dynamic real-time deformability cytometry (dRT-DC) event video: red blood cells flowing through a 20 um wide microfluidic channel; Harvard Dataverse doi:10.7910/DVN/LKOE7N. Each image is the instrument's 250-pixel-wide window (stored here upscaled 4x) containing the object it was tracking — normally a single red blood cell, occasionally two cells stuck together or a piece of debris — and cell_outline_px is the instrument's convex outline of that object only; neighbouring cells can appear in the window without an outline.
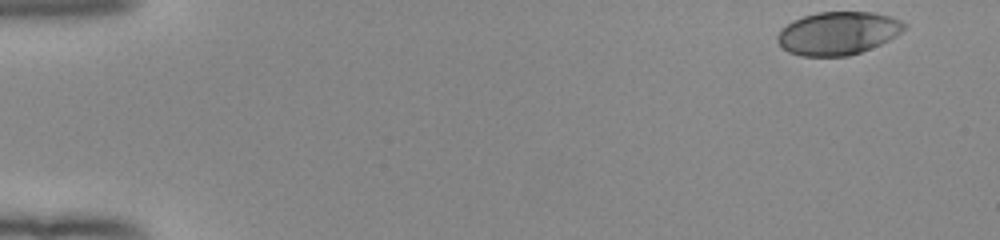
{"species": "human", "species_latin": "Homo sapiens", "temperature_condition": "room temperature", "stored_images_in_passage": 50, "camera_frame_rate_fps": 3000, "um_per_image_px": 0.085, "donor": {"sex": "female"}, "frame": {"image": 1, "passage_image": 1, "time_ms": 0.0, "image_size_px": [1000, 240], "cell_outline_px": [[908, 24], [896, 36], [880, 44], [860, 52], [848, 56], [800, 56], [788, 52], [776, 40], [776, 36], [792, 20], [816, 12], [872, 12], [892, 16]], "centroid_in_image_um": [71.23, 2.82], "position_along_channel_um": 13.8, "area_um2": 31.73}}
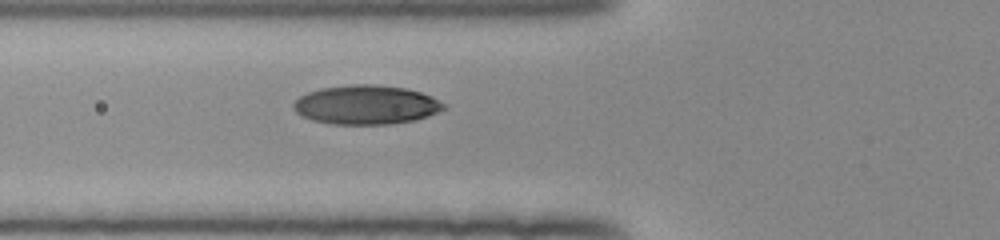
{"frame": {"image": 2, "passage_image": 18, "time_ms": 5.667, "image_size_px": [1000, 240], "cell_outline_px": [[448, 108], [428, 116], [416, 120], [388, 124], [332, 124], [312, 120], [300, 116], [292, 108], [292, 104], [300, 96], [308, 92], [320, 88], [352, 84], [372, 84], [404, 88], [420, 92], [432, 96], [448, 104]], "centroid_in_image_um": [31.14, 8.91], "position_along_channel_um": 94.7, "area_um2": 34.56}}
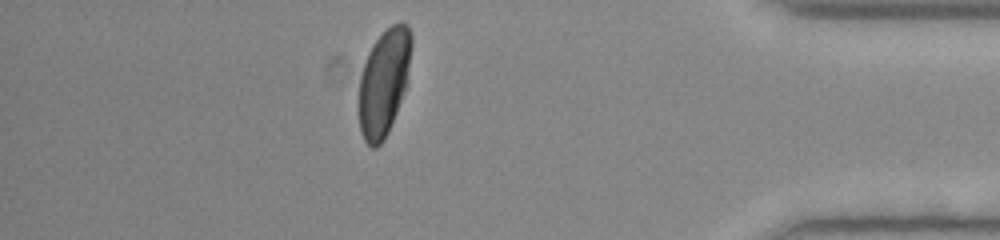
{"frame": {"image": 3, "passage_image": 44, "time_ms": 14.333, "image_size_px": [1000, 240], "cell_outline_px": [[412, 44], [408, 84], [388, 132], [384, 140], [376, 148], [372, 148], [364, 140], [360, 132], [356, 104], [356, 100], [360, 76], [368, 52], [372, 44], [392, 24], [400, 20], [408, 24], [412, 36]], "centroid_in_image_um": [32.62, 7.0], "position_along_channel_um": 402.6, "area_um2": 33.7}, "authors_computed_cell_mechanics": {"area_um2": 32.9749, "velocity_mm_per_s": 3.9541, "shape_relaxation_time_tau1_ms": 3.3637, "shape_relaxation_time_tau2_ms": null, "deformation_change_tau1": 0.1692, "deformation_change_tau2": null}}